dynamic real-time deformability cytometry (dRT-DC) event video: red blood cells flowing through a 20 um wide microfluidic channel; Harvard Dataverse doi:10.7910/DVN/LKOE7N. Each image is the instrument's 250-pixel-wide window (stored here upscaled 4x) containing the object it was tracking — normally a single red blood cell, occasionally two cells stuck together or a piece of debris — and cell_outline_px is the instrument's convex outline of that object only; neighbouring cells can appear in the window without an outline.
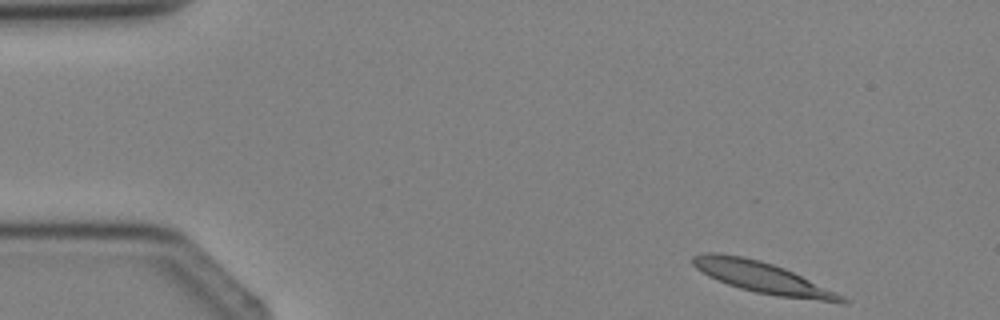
{"species": "Egyptian fruit bat (a non-hibernating species)", "species_latin": "Rousettus aegyptiacus", "temperature_condition": "cold", "stored_images_in_passage": 3, "camera_frame_rate_fps": 3000, "um_per_image_px": 0.085, "animal": {"sex": "female"}, "frame": {"image": 1, "passage_image": 1, "time_ms": 0.0, "image_size_px": [1000, 320], "cell_outline_px": [[848, 304], [840, 304], [776, 296], [756, 292], [740, 288], [716, 280], [708, 276], [696, 268], [692, 264], [692, 256], [704, 252], [720, 252], [744, 256], [760, 260], [784, 268], [836, 292], [844, 296], [848, 300]], "centroid_in_image_um": [64.83, 23.6], "position_along_channel_um": 20.2, "area_um2": 27.28}}
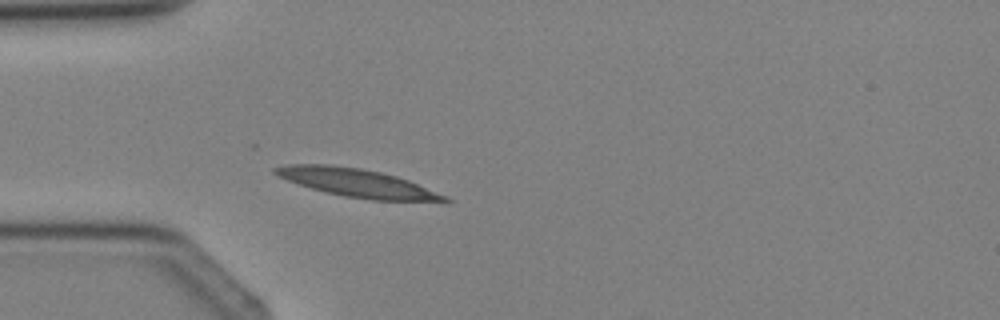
{"frame": {"image": 2, "passage_image": 3, "time_ms": 2.333, "image_size_px": [1000, 320], "cell_outline_px": [[452, 200], [448, 204], [444, 204], [372, 200], [344, 196], [312, 188], [276, 176], [272, 172], [272, 168], [284, 164], [332, 164], [360, 168], [380, 172], [396, 176], [408, 180], [448, 196]], "centroid_in_image_um": [30.51, 15.58], "position_along_channel_um": 54.5, "area_um2": 28.61}}